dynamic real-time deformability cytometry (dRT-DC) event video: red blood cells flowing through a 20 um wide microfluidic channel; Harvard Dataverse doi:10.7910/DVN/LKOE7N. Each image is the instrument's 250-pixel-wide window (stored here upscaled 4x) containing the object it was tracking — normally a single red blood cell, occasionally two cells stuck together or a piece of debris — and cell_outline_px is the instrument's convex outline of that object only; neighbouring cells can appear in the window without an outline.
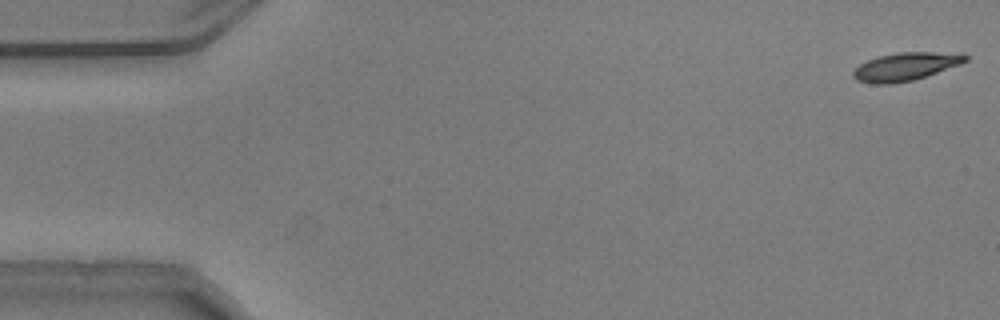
{"species": "common noctule bat (a hibernating species)", "species_latin": "Nyctalus noctula", "temperature_condition": "warm", "stored_images_in_passage": 54, "camera_frame_rate_fps": 3000, "um_per_image_px": 0.085, "animal": {"sex": "male", "body_mass_g": 20.5, "forearm_length_mm": 52.5}, "frame": {"image": 1, "passage_image": 1, "time_ms": 0.0, "image_size_px": [1000, 320], "cell_outline_px": [[968, 60], [960, 64], [912, 80], [892, 84], [872, 84], [856, 80], [852, 76], [852, 72], [860, 64], [868, 60], [880, 56], [896, 52], [964, 52], [968, 56]], "centroid_in_image_um": [76.99, 5.64], "position_along_channel_um": 8.0, "area_um2": 18.38}}
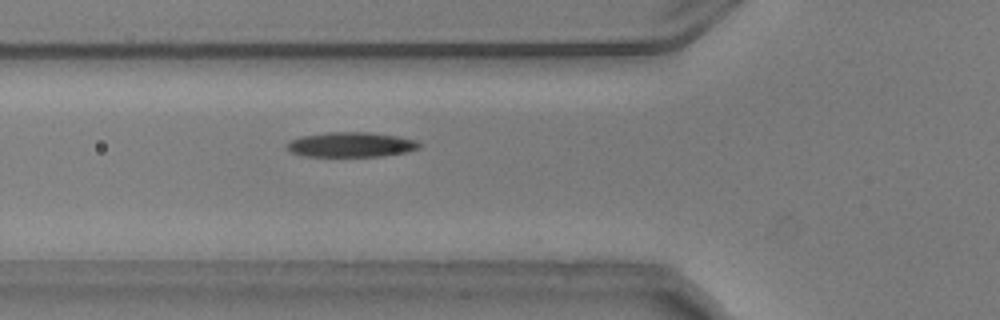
{"frame": {"image": 2, "passage_image": 19, "time_ms": 6.0, "image_size_px": [1000, 320], "cell_outline_px": [[420, 148], [404, 152], [380, 156], [304, 156], [292, 152], [284, 144], [300, 136], [328, 132], [368, 132], [396, 136], [416, 140], [420, 144]], "centroid_in_image_um": [29.81, 12.29], "position_along_channel_um": 96.0, "area_um2": 19.02}}
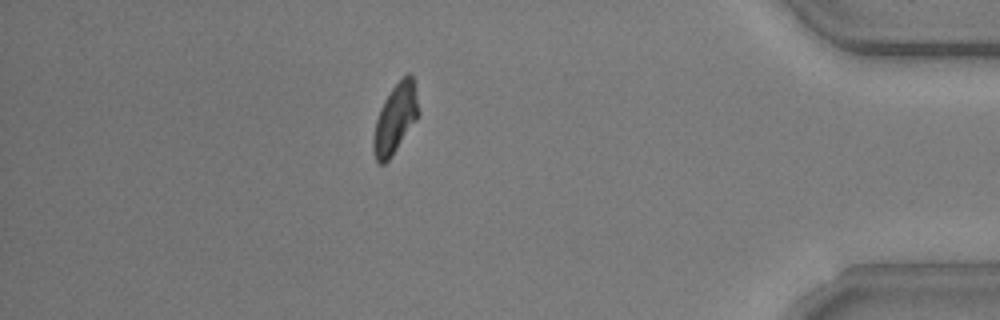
{"frame": {"image": 3, "passage_image": 47, "time_ms": 15.333, "image_size_px": [1000, 320], "cell_outline_px": [[420, 112], [416, 120], [392, 156], [384, 164], [380, 164], [376, 160], [372, 152], [372, 140], [376, 120], [380, 108], [384, 100], [392, 88], [408, 72], [412, 76]], "centroid_in_image_um": [33.58, 10.12], "position_along_channel_um": 401.6, "area_um2": 18.15}, "authors_computed_cell_mechanics": {"area_um2": 19.0451, "velocity_mm_per_s": 3.7281, "shape_relaxation_time_tau1_ms": 4.457, "shape_relaxation_time_tau2_ms": null, "deformation_change_tau1": 0.1619, "deformation_change_tau2": null}}